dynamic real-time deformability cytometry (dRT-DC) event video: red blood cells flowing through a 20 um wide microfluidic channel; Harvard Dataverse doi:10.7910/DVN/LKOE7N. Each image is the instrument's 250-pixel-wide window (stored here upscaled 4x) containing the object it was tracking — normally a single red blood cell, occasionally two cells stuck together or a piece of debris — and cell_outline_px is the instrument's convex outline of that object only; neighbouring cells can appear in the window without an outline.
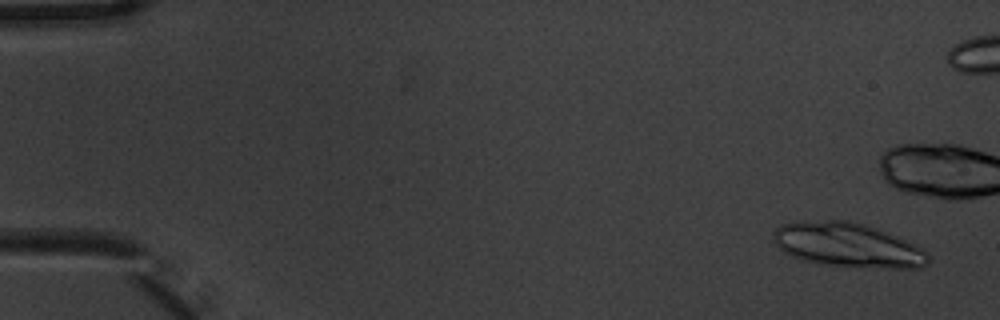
{"species": "common noctule bat (a hibernating species)", "species_latin": "Nyctalus noctula", "temperature_condition": "warm", "stored_images_in_passage": 11, "camera_frame_rate_fps": 3000, "um_per_image_px": 0.085, "animal": {"sex": "male", "body_mass_g": 20.1, "forearm_length_mm": 53.5}, "frame": {"image": 1, "passage_image": 1, "time_ms": 0.0, "image_size_px": [1000, 320], "cell_outline_px": [[932, 260], [928, 264], [920, 268], [888, 268], [832, 264], [804, 260], [792, 256], [784, 252], [772, 240], [772, 232], [776, 228], [784, 224], [828, 220], [848, 220], [864, 224], [876, 228], [896, 236], [920, 248]], "centroid_in_image_um": [72.06, 20.82], "position_along_channel_um": 12.9, "area_um2": 39.07}}